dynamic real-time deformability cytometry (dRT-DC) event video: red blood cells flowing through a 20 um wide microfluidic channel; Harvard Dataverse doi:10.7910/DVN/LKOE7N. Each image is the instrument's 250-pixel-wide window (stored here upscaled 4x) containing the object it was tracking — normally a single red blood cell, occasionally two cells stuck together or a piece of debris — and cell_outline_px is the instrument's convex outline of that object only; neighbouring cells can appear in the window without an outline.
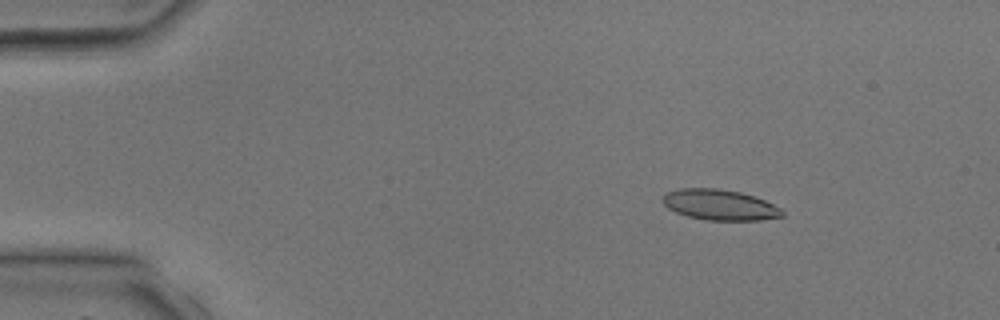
{"species": "common noctule bat (a hibernating species)", "species_latin": "Nyctalus noctula", "temperature_condition": "room temperature", "stored_images_in_passage": 5, "camera_frame_rate_fps": 3000, "um_per_image_px": 0.085, "animal": {"sex": "male", "body_mass_g": 17.9, "forearm_length_mm": 54.2}, "frame": {"image": 1, "passage_image": 2, "time_ms": 1.0, "image_size_px": [1000, 320], "cell_outline_px": [[784, 216], [760, 220], [708, 220], [688, 216], [676, 212], [668, 208], [660, 200], [664, 192], [680, 188], [716, 188], [740, 192], [764, 200], [780, 208], [784, 212]], "centroid_in_image_um": [61.13, 17.4], "position_along_channel_um": 23.9, "area_um2": 21.33}}
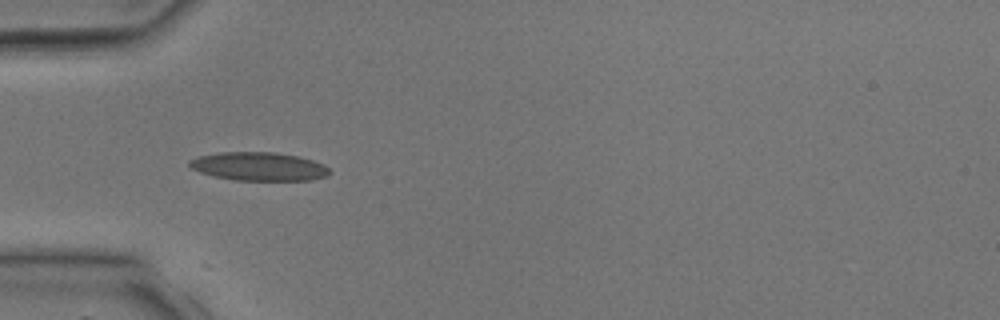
{"frame": {"image": 2, "passage_image": 4, "time_ms": 3.333, "image_size_px": [1000, 320], "cell_outline_px": [[332, 172], [328, 176], [312, 180], [236, 180], [216, 176], [200, 172], [192, 168], [188, 164], [188, 160], [200, 156], [220, 152], [272, 152], [300, 156], [324, 164]], "centroid_in_image_um": [22.05, 14.14], "position_along_channel_um": 63.0, "area_um2": 23.24}}